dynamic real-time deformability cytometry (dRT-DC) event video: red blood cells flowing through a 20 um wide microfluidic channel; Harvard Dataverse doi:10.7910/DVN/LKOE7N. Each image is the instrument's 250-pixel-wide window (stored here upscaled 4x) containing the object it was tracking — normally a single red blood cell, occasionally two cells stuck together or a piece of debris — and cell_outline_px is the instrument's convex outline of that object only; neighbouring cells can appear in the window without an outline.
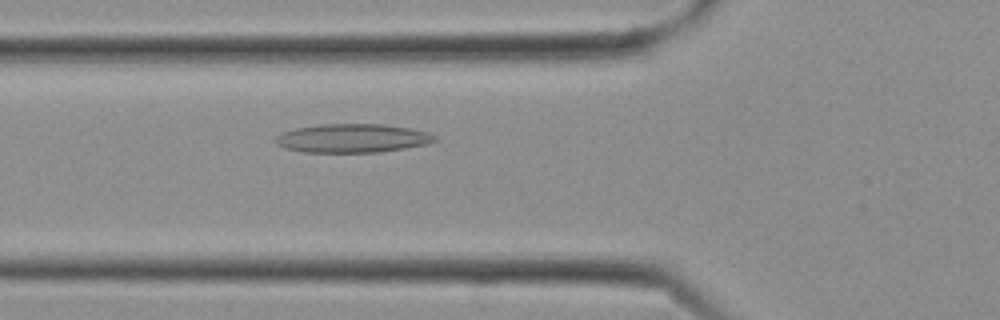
{"species": "Egyptian fruit bat (a non-hibernating species)", "species_latin": "Rousettus aegyptiacus", "temperature_condition": "cold", "stored_images_in_passage": 2, "camera_frame_rate_fps": 3000, "um_per_image_px": 0.085, "frame": {"image": 1, "passage_image": 2, "time_ms": 0.333, "image_size_px": [1000, 320], "cell_outline_px": [[436, 140], [428, 144], [380, 152], [304, 152], [284, 148], [276, 144], [276, 136], [280, 132], [296, 128], [324, 124], [384, 124], [408, 128], [428, 132], [436, 136]], "centroid_in_image_um": [29.94, 11.75], "position_along_channel_um": 95.9, "area_um2": 26.59}}